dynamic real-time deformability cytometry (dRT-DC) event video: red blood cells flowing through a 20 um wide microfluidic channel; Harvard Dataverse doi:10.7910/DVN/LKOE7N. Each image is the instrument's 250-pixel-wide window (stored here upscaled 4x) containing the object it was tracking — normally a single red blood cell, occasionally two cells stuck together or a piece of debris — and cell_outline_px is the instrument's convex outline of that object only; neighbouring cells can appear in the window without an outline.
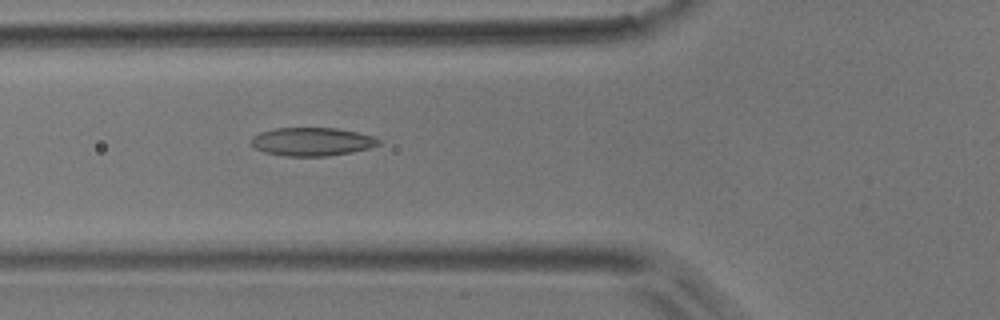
{"species": "common noctule bat (a hibernating species)", "species_latin": "Nyctalus noctula", "temperature_condition": "room temperature", "stored_images_in_passage": 50, "camera_frame_rate_fps": 3000, "um_per_image_px": 0.085, "animal": {"sex": "male", "body_mass_g": 17.9}, "frame": {"image": 1, "passage_image": 18, "time_ms": 5.667, "image_size_px": [1000, 320], "cell_outline_px": [[380, 144], [368, 148], [352, 152], [328, 156], [284, 156], [264, 152], [256, 148], [252, 144], [252, 136], [260, 132], [276, 128], [336, 128], [356, 132], [372, 136], [380, 140]], "centroid_in_image_um": [26.51, 12.04], "position_along_channel_um": 99.3, "area_um2": 20.92}}
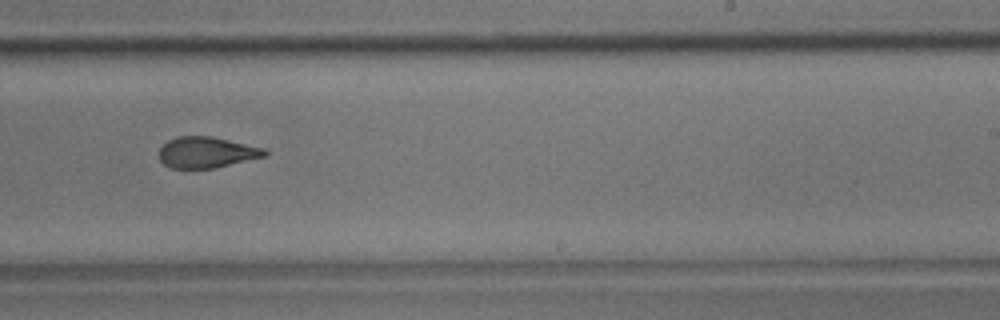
{"frame": {"image": 2, "passage_image": 31, "time_ms": 10.0, "image_size_px": [1000, 320], "cell_outline_px": [[268, 156], [212, 168], [172, 168], [164, 164], [160, 160], [160, 148], [168, 140], [176, 136], [212, 136], [264, 148], [268, 152]], "centroid_in_image_um": [17.58, 12.94], "position_along_channel_um": 271.4, "area_um2": 19.02}}
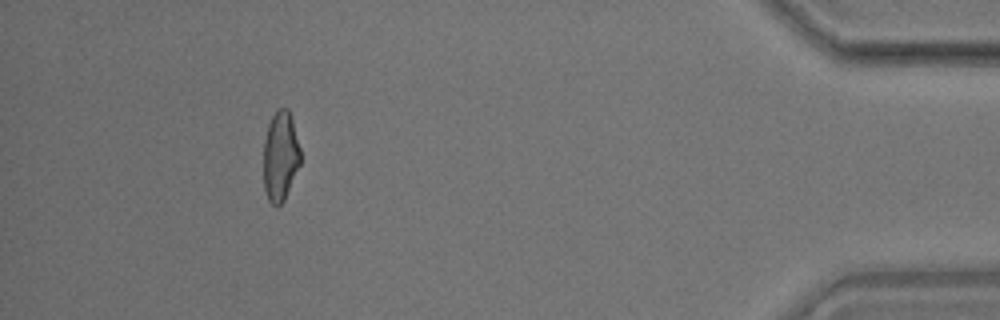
{"frame": {"image": 3, "passage_image": 46, "time_ms": 15.0, "image_size_px": [1000, 320], "cell_outline_px": [[300, 164], [284, 200], [276, 208], [268, 200], [264, 188], [264, 140], [268, 124], [272, 116], [280, 108], [288, 108], [292, 116], [300, 148]], "centroid_in_image_um": [23.84, 13.27], "position_along_channel_um": 411.4, "area_um2": 19.36}, "authors_computed_cell_mechanics": {"area_um2": 20.4612, "velocity_mm_per_s": 3.9653, "shape_relaxation_time_tau1_ms": 9.1298, "shape_relaxation_time_tau2_ms": 2.3703, "deformation_change_tau1": 0.2137, "deformation_change_tau2": 0.1107}}